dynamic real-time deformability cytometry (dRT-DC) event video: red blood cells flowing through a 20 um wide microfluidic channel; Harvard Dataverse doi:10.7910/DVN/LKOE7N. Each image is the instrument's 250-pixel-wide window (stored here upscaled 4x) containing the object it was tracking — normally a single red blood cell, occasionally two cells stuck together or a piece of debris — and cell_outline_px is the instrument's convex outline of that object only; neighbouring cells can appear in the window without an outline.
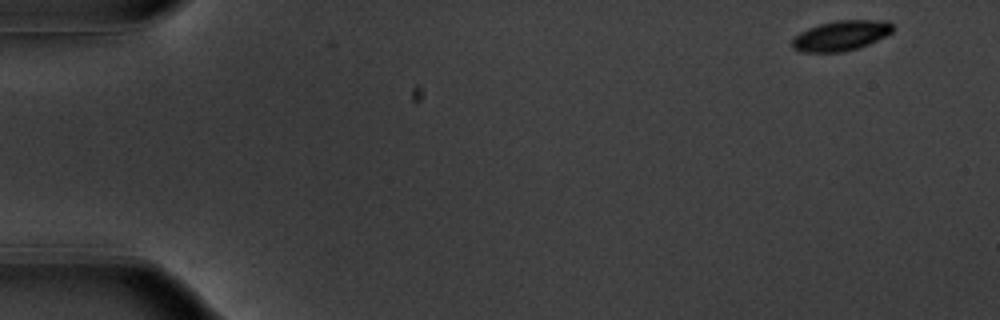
{"species": "common noctule bat (a hibernating species)", "species_latin": "Nyctalus noctula", "temperature_condition": "warm", "stored_images_in_passage": 12, "camera_frame_rate_fps": 3000, "um_per_image_px": 0.085, "animal": {"sex": "male", "body_mass_g": 20.1, "forearm_length_mm": 53.5}, "frame": {"image": 1, "passage_image": 1, "time_ms": 0.0, "image_size_px": [1000, 320], "cell_outline_px": [[896, 28], [892, 32], [868, 44], [844, 52], [800, 52], [792, 48], [792, 40], [800, 32], [808, 28], [820, 24], [836, 20], [888, 20]], "centroid_in_image_um": [71.49, 3.02], "position_along_channel_um": 13.5, "area_um2": 17.69}}